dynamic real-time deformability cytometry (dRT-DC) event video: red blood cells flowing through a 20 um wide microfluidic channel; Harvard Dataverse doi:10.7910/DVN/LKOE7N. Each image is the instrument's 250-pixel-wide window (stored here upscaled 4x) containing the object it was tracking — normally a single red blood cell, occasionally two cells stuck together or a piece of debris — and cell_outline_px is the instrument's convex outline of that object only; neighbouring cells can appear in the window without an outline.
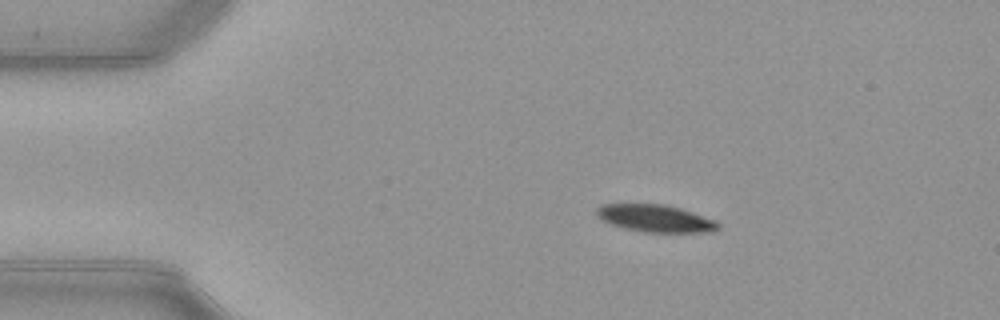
{"species": "common noctule bat (a hibernating species)", "species_latin": "Nyctalus noctula", "temperature_condition": "warm", "stored_images_in_passage": 51, "camera_frame_rate_fps": 3000, "um_per_image_px": 0.085, "animal": {"sex": "female", "body_mass_g": 21.9}, "frame": {"image": 1, "passage_image": 9, "time_ms": 2.667, "image_size_px": [1000, 320], "cell_outline_px": [[720, 228], [716, 232], [644, 232], [624, 228], [600, 220], [596, 216], [596, 208], [604, 204], [664, 204], [680, 208], [716, 220], [720, 224]], "centroid_in_image_um": [55.73, 18.57], "position_along_channel_um": 29.3, "area_um2": 19.48}}
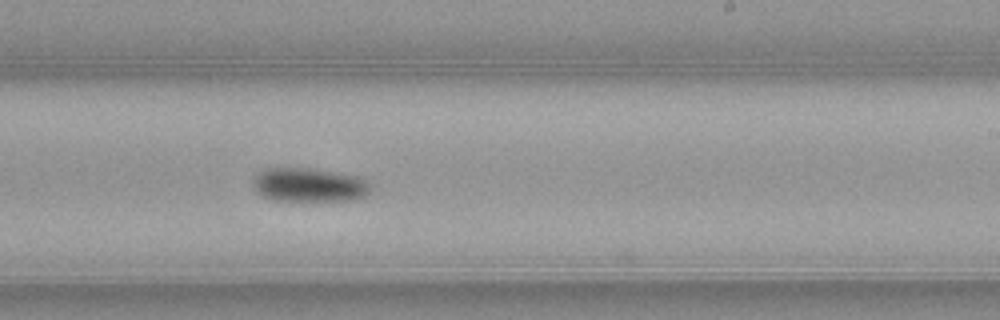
{"frame": {"image": 2, "passage_image": 31, "time_ms": 10.0, "image_size_px": [1000, 320], "cell_outline_px": [[368, 192], [364, 196], [352, 200], [272, 200], [256, 192], [252, 184], [252, 180], [260, 172], [268, 168], [316, 168], [360, 176], [368, 184]], "centroid_in_image_um": [26.25, 15.7], "position_along_channel_um": 262.8, "area_um2": 23.12}}
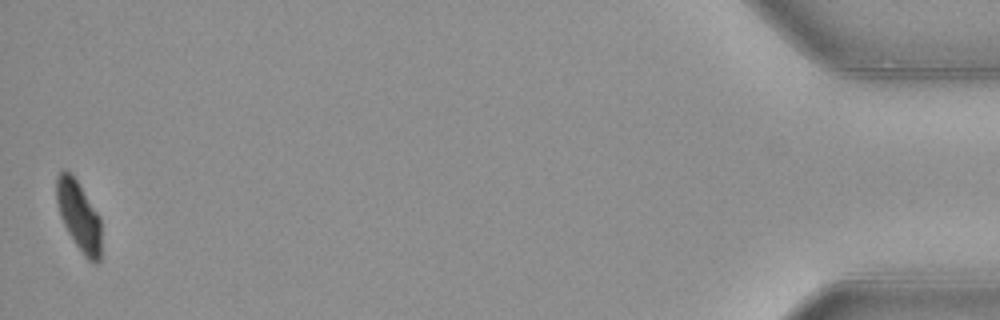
{"frame": {"image": 3, "passage_image": 51, "time_ms": 16.667, "image_size_px": [1000, 320], "cell_outline_px": [[100, 260], [96, 264], [88, 260], [84, 256], [68, 232], [60, 216], [56, 200], [56, 176], [64, 168], [76, 180], [100, 216]], "centroid_in_image_um": [6.69, 18.35], "position_along_channel_um": 428.5, "area_um2": 17.98}, "authors_computed_cell_mechanics": {"area_um2": 21.3282, "velocity_mm_per_s": 3.9621, "shape_relaxation_time_tau1_ms": 1.9848, "shape_relaxation_time_tau2_ms": null, "deformation_change_tau1": 0.1048, "deformation_change_tau2": null}}